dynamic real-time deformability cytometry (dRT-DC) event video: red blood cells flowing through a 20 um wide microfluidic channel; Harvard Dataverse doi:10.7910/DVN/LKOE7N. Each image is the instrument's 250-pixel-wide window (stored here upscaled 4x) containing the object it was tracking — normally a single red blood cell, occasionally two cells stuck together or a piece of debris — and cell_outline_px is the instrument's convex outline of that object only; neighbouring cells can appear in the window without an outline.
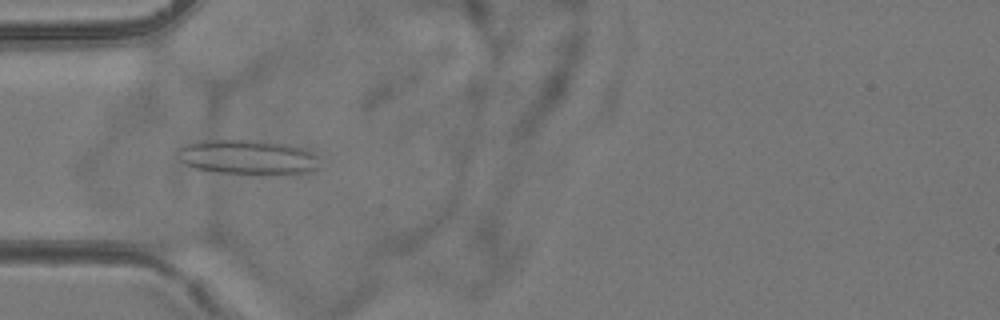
{"species": "common noctule bat (a hibernating species)", "species_latin": "Nyctalus noctula", "temperature_condition": "room temperature", "stored_images_in_passage": 5, "camera_frame_rate_fps": 3000, "um_per_image_px": 0.085, "animal": {"sex": "female", "body_mass_g": 24.6, "forearm_length_mm": 56.2}, "frame": {"image": 1, "passage_image": 5, "time_ms": 4.667, "image_size_px": [1000, 320], "cell_outline_px": [[316, 168], [308, 172], [216, 172], [196, 168], [180, 160], [176, 156], [176, 152], [180, 148], [188, 144], [204, 140], [248, 140], [284, 144], [300, 148], [312, 152], [316, 156]], "centroid_in_image_um": [20.96, 13.32], "position_along_channel_um": 64.0, "area_um2": 27.28}}